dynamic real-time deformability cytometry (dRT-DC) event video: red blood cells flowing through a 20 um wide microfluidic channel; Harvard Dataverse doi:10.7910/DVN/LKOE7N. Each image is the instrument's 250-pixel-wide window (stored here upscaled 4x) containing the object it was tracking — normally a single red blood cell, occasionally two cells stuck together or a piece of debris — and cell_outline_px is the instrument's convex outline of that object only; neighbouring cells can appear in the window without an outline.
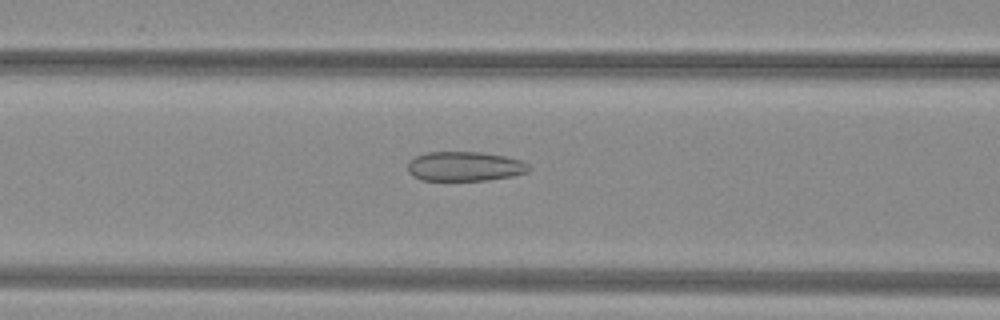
{"species": "common noctule bat (a hibernating species)", "species_latin": "Nyctalus noctula", "temperature_condition": "warm", "stored_images_in_passage": 53, "camera_frame_rate_fps": 3000, "um_per_image_px": 0.085, "animal": {"sex": "female", "body_mass_g": 29.2, "forearm_length_mm": 56.3}, "frame": {"image": 1, "passage_image": 24, "time_ms": 7.667, "image_size_px": [1000, 320], "cell_outline_px": [[524, 172], [504, 176], [480, 180], [424, 180], [416, 176], [408, 168], [412, 160], [420, 156], [432, 152], [468, 152], [500, 156], [512, 160]], "centroid_in_image_um": [39.27, 14.15], "position_along_channel_um": 127.3, "area_um2": 18.61}}
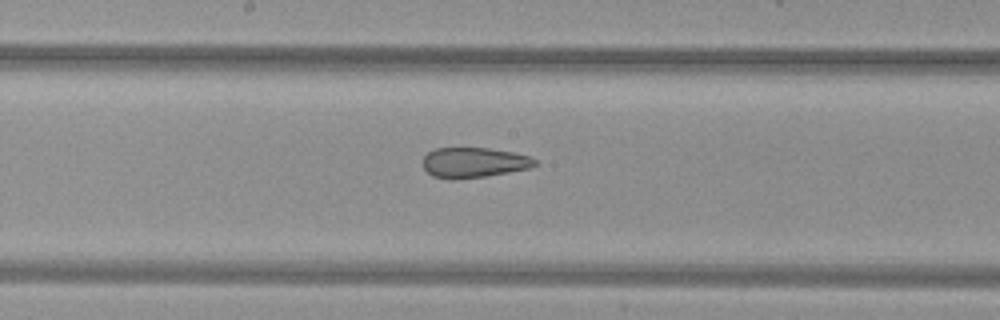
{"frame": {"image": 2, "passage_image": 30, "time_ms": 9.667, "image_size_px": [1000, 320], "cell_outline_px": [[536, 164], [524, 168], [504, 172], [480, 176], [436, 176], [428, 172], [424, 168], [424, 156], [428, 152], [440, 148], [480, 148], [508, 152], [524, 156], [532, 160]], "centroid_in_image_um": [40.18, 13.77], "position_along_channel_um": 208.0, "area_um2": 17.86}}
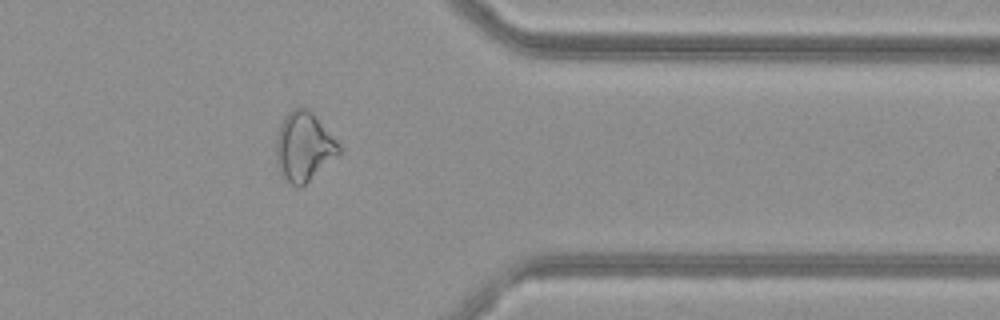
{"frame": {"image": 3, "passage_image": 44, "time_ms": 14.333, "image_size_px": [1000, 320], "cell_outline_px": [[336, 144], [304, 184], [300, 184], [288, 176], [284, 168], [284, 132], [288, 120], [296, 112], [300, 112], [312, 116]], "centroid_in_image_um": [25.9, 12.47], "position_along_channel_um": 385.5, "area_um2": 17.8}}